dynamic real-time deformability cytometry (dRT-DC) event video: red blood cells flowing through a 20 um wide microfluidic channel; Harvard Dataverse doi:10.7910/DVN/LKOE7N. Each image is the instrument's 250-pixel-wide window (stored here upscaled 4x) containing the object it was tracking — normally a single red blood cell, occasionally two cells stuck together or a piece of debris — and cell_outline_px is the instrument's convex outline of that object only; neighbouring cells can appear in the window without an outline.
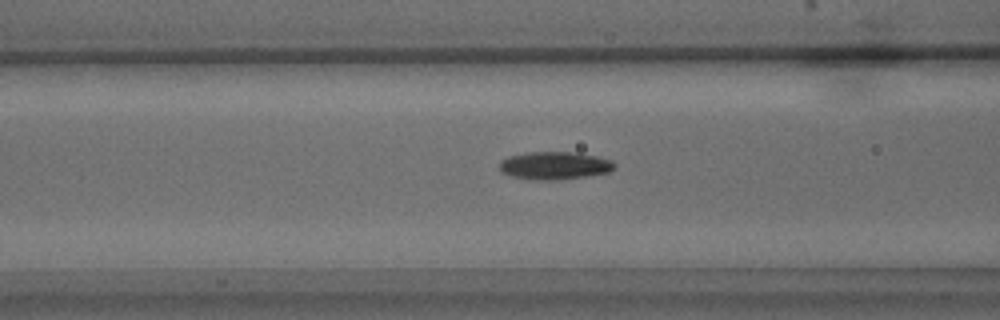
{"species": "common noctule bat (a hibernating species)", "species_latin": "Nyctalus noctula", "temperature_condition": "warm", "stored_images_in_passage": 33, "camera_frame_rate_fps": 3000, "um_per_image_px": 0.085, "animal": {"sex": "male", "body_mass_g": 15.6}, "frame": {"image": 1, "passage_image": 7, "time_ms": 2.0, "image_size_px": [1000, 320], "cell_outline_px": [[616, 168], [608, 172], [584, 176], [556, 180], [536, 180], [512, 176], [500, 172], [500, 160], [508, 156], [524, 152], [572, 152], [600, 156], [612, 160], [616, 164]], "centroid_in_image_um": [47.14, 14.06], "position_along_channel_um": 119.5, "area_um2": 18.79}}
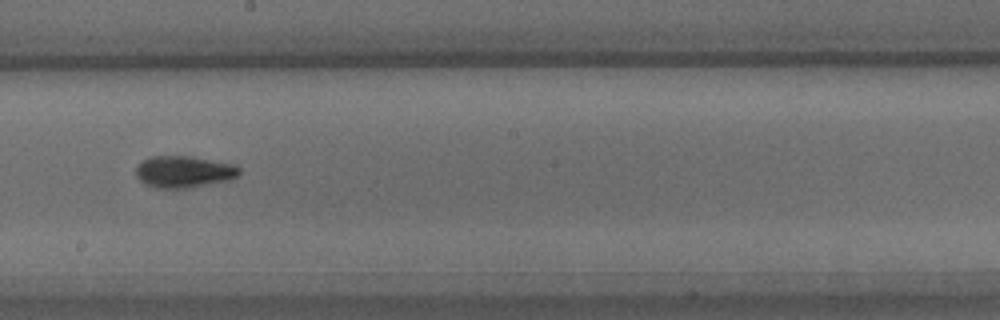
{"frame": {"image": 2, "passage_image": 16, "time_ms": 5.0, "image_size_px": [1000, 320], "cell_outline_px": [[240, 172], [232, 180], [188, 188], [156, 188], [144, 184], [136, 176], [136, 164], [152, 156], [192, 156], [236, 164], [240, 168]], "centroid_in_image_um": [15.64, 14.6], "position_along_channel_um": 232.6, "area_um2": 19.42}}
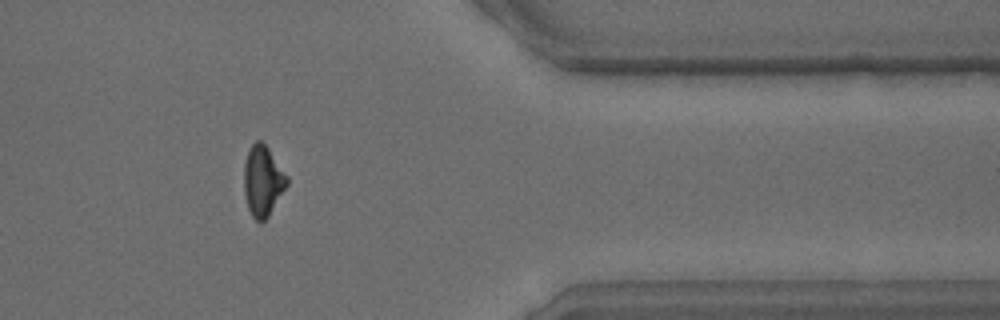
{"frame": {"image": 3, "passage_image": 30, "time_ms": 9.667, "image_size_px": [1000, 320], "cell_outline_px": [[288, 184], [268, 216], [260, 224], [252, 216], [248, 208], [244, 192], [244, 164], [248, 148], [256, 140], [260, 140], [268, 148], [288, 176]], "centroid_in_image_um": [22.33, 15.37], "position_along_channel_um": 389.1, "area_um2": 17.63}, "authors_computed_cell_mechanics": {"area_um2": 18.4382, "velocity_mm_per_s": 3.7669, "shape_relaxation_time_tau1_ms": 3.1707, "shape_relaxation_time_tau2_ms": 3.245, "deformation_change_tau1": 0.1427, "deformation_change_tau2": 0.0996}}